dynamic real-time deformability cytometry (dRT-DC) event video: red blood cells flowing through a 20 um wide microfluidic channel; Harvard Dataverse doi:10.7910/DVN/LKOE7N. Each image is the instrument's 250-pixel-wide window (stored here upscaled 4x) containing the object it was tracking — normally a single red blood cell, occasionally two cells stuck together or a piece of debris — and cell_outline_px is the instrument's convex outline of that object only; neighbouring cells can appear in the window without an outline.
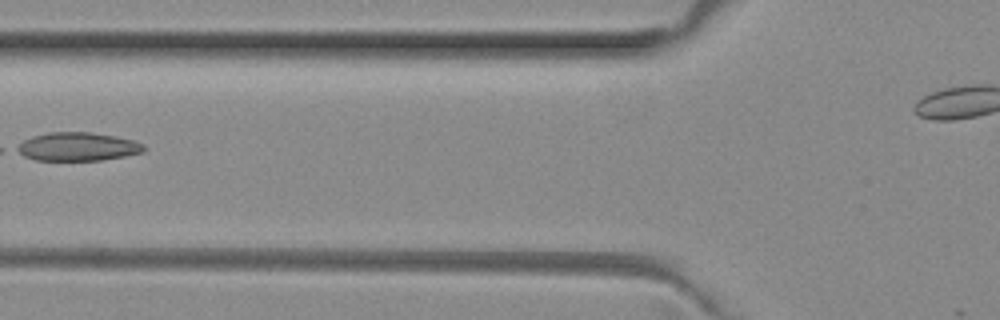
{"species": "common noctule bat (a hibernating species)", "species_latin": "Nyctalus noctula", "temperature_condition": "room temperature", "stored_images_in_passage": 8, "segment_of_instrument_passage": [1, 2], "camera_frame_rate_fps": 3000, "um_per_image_px": 0.085, "animal": {"sex": "female", "body_mass_g": 29.2, "forearm_length_mm": 56.3}, "frame": {"image": 1, "passage_image": 6, "time_ms": 1.667, "image_size_px": [1000, 320], "cell_outline_px": [[148, 148], [144, 152], [124, 156], [100, 160], [36, 160], [24, 156], [16, 152], [12, 148], [24, 140], [32, 136], [48, 132], [92, 132], [116, 136], [132, 140], [144, 144]], "centroid_in_image_um": [6.58, 12.46], "position_along_channel_um": 119.2, "area_um2": 21.27}}
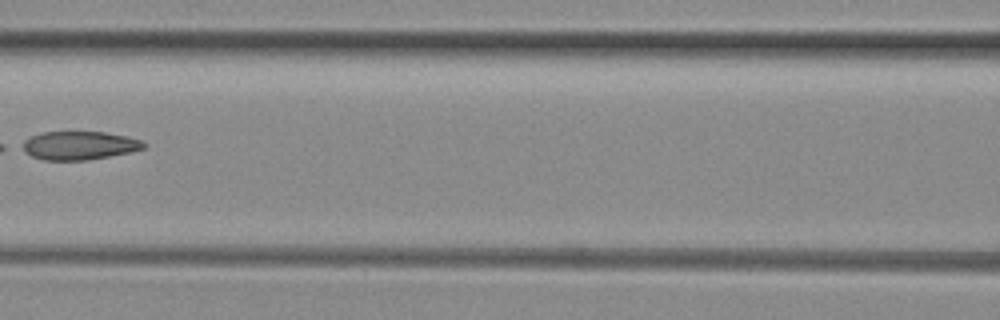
{"frame": {"image": 2, "passage_image": 7, "time_ms": 2.0, "image_size_px": [1000, 320], "cell_outline_px": [[144, 148], [132, 152], [88, 160], [44, 160], [32, 156], [16, 148], [16, 144], [32, 136], [44, 132], [104, 132], [128, 136], [140, 140], [144, 144]], "centroid_in_image_um": [6.65, 12.37], "position_along_channel_um": 160.0, "area_um2": 20.4}}